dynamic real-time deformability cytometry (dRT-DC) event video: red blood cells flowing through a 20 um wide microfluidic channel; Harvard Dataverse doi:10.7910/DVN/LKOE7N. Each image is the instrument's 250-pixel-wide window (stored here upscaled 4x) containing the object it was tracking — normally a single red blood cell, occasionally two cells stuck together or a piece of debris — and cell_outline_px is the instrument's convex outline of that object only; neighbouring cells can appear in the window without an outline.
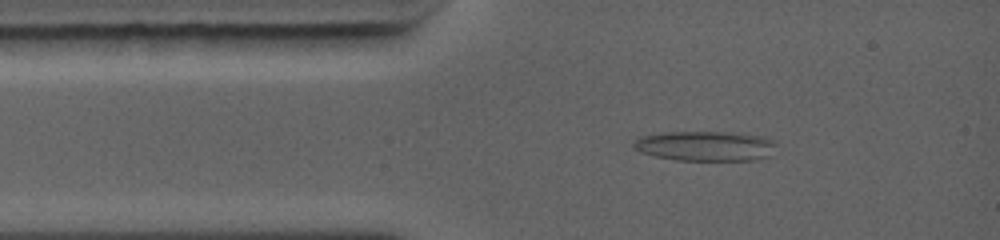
{"species": "common noctule bat (a hibernating species)", "species_latin": "Nyctalus noctula", "temperature_condition": "warm", "stored_images_in_passage": 2, "camera_frame_rate_fps": 5000, "um_per_image_px": 0.085, "animal": {"sex": "female", "body_mass_g": 19.0, "forearm_length_mm": 56.7}, "frame": {"image": 1, "passage_image": 1, "time_ms": 0.0, "image_size_px": [1000, 240], "cell_outline_px": [[776, 144], [772, 156], [752, 160], [676, 160], [656, 156], [640, 152], [632, 144], [640, 136], [664, 132], [740, 132], [768, 136], [776, 140]], "centroid_in_image_um": [60.06, 12.39], "position_along_channel_um": 24.9, "area_um2": 25.32}}